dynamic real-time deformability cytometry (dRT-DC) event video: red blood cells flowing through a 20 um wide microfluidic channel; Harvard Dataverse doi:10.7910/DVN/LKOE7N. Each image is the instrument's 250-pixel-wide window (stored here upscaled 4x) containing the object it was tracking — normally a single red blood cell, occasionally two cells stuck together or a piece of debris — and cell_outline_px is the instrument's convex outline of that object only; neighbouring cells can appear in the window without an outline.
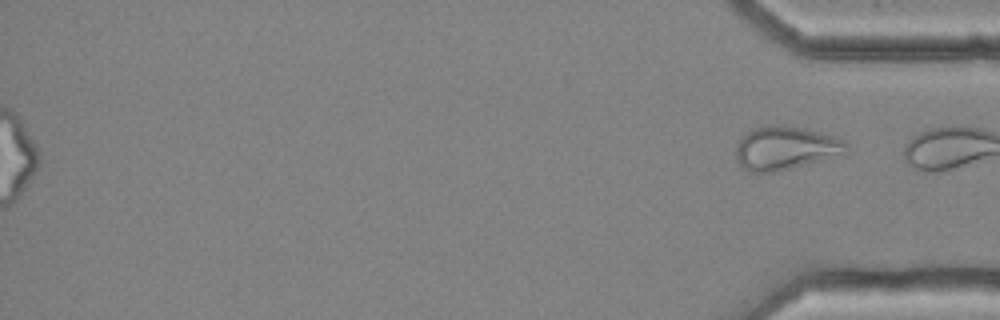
{"species": "common noctule bat (a hibernating species)", "species_latin": "Nyctalus noctula", "temperature_condition": "cold", "stored_images_in_passage": 58, "segment_of_instrument_passage": [2, 2], "camera_frame_rate_fps": 3000, "um_per_image_px": 0.085, "animal": {"sex": "female", "body_mass_g": 25.1}, "frame": {"image": 1, "passage_image": 58, "time_ms": 19.0, "image_size_px": [1000, 320], "cell_outline_px": [[848, 152], [844, 156], [776, 172], [752, 172], [744, 168], [736, 160], [736, 144], [752, 128], [772, 124], [784, 124], [804, 128], [832, 136], [844, 140], [848, 144]], "centroid_in_image_um": [66.82, 12.59], "position_along_channel_um": 368.4, "area_um2": 28.5}}